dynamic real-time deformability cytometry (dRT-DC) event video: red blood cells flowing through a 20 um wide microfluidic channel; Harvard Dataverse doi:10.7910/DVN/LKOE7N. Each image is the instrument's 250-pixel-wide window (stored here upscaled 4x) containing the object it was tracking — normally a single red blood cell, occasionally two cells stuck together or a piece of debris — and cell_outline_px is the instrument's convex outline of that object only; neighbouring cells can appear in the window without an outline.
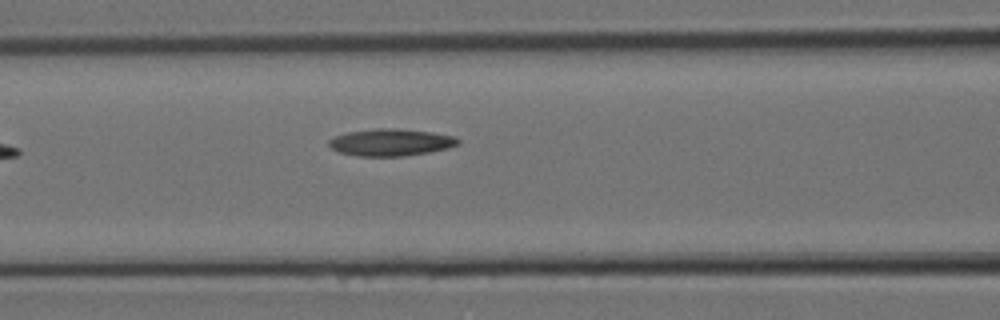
{"species": "Egyptian fruit bat (a non-hibernating species)", "species_latin": "Rousettus aegyptiacus", "temperature_condition": "room temperature", "stored_images_in_passage": 4, "camera_frame_rate_fps": 3000, "um_per_image_px": 0.085, "animal": {"sex": "female"}, "frame": {"image": 1, "passage_image": 4, "time_ms": 1.0, "image_size_px": [1000, 320], "cell_outline_px": [[460, 144], [448, 148], [428, 152], [404, 156], [356, 156], [340, 152], [332, 148], [328, 144], [328, 140], [336, 136], [348, 132], [380, 128], [396, 128], [432, 132], [456, 136], [460, 140]], "centroid_in_image_um": [33.26, 12.1], "position_along_channel_um": 133.3, "area_um2": 20.35}}